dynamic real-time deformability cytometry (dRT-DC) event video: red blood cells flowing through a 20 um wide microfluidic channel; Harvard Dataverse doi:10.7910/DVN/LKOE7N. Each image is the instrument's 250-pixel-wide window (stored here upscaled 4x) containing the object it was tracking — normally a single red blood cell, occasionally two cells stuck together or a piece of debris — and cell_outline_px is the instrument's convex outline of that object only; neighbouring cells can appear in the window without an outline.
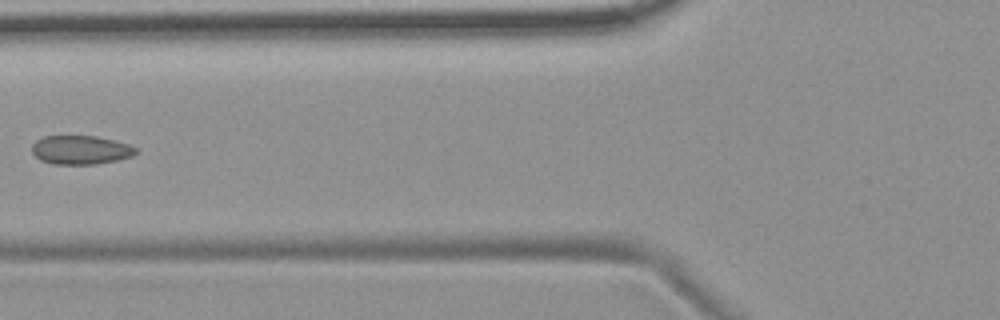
{"species": "common noctule bat (a hibernating species)", "species_latin": "Nyctalus noctula", "temperature_condition": "room temperature", "stored_images_in_passage": 5, "camera_frame_rate_fps": 3000, "um_per_image_px": 0.085, "animal": {"sex": "female", "body_mass_g": 19.9}, "frame": {"image": 1, "passage_image": 4, "time_ms": 3.667, "image_size_px": [1000, 320], "cell_outline_px": [[136, 152], [132, 156], [116, 160], [96, 164], [52, 164], [40, 160], [32, 152], [32, 144], [36, 140], [44, 136], [96, 136], [116, 140], [128, 144], [136, 148]], "centroid_in_image_um": [6.84, 12.74], "position_along_channel_um": 119.0, "area_um2": 17.46}}
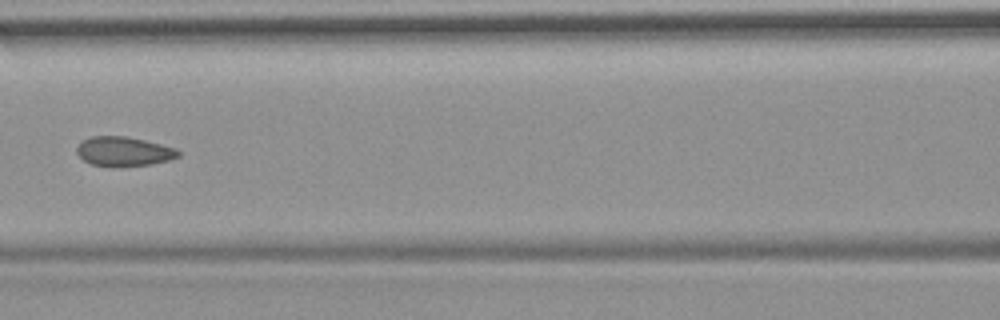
{"frame": {"image": 2, "passage_image": 5, "time_ms": 4.667, "image_size_px": [1000, 320], "cell_outline_px": [[180, 156], [168, 160], [152, 164], [112, 168], [92, 164], [84, 160], [76, 152], [76, 148], [80, 140], [92, 136], [128, 136], [176, 148], [180, 152]], "centroid_in_image_um": [10.49, 12.88], "position_along_channel_um": 156.1, "area_um2": 17.69}}